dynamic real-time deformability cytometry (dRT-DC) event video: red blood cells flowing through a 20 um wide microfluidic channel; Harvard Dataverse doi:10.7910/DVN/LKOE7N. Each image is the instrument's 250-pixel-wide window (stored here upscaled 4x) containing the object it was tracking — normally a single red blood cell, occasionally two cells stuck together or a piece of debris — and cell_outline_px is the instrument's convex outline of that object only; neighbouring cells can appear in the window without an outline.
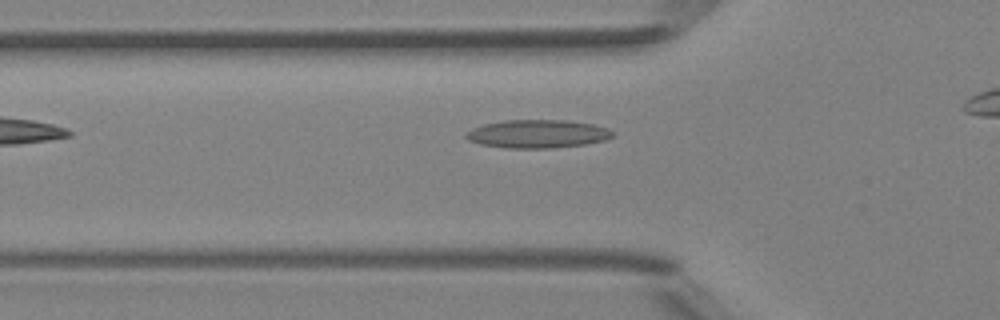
{"species": "Egyptian fruit bat (a non-hibernating species)", "species_latin": "Rousettus aegyptiacus", "temperature_condition": "room temperature", "stored_images_in_passage": 26, "camera_frame_rate_fps": 3000, "um_per_image_px": 0.085, "animal": {"sex": "female"}, "frame": {"image": 1, "passage_image": 2, "time_ms": 0.333, "image_size_px": [1000, 320], "cell_outline_px": [[616, 132], [612, 136], [604, 140], [584, 144], [552, 148], [508, 148], [480, 144], [468, 140], [464, 136], [464, 132], [472, 128], [484, 124], [504, 120], [564, 120], [592, 124], [608, 128]], "centroid_in_image_um": [45.66, 11.37], "position_along_channel_um": 80.1, "area_um2": 24.16}}
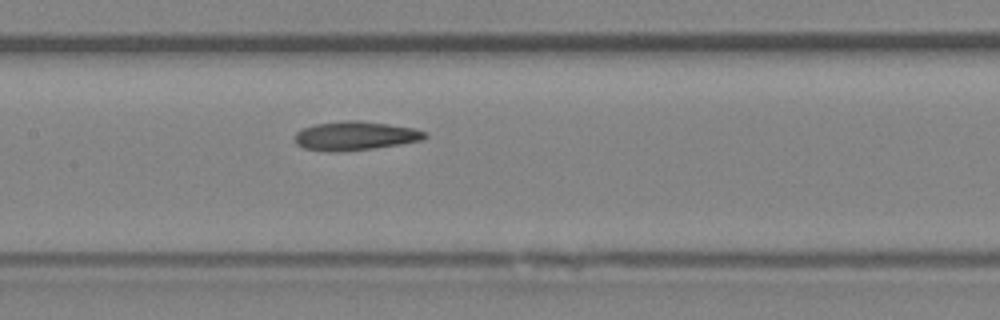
{"frame": {"image": 2, "passage_image": 9, "time_ms": 2.667, "image_size_px": [1000, 320], "cell_outline_px": [[428, 136], [424, 140], [400, 144], [372, 148], [340, 152], [328, 152], [304, 148], [296, 144], [296, 132], [304, 128], [316, 124], [348, 120], [360, 120], [388, 124], [412, 128], [428, 132]], "centroid_in_image_um": [30.22, 11.55], "position_along_channel_um": 177.2, "area_um2": 21.85}}
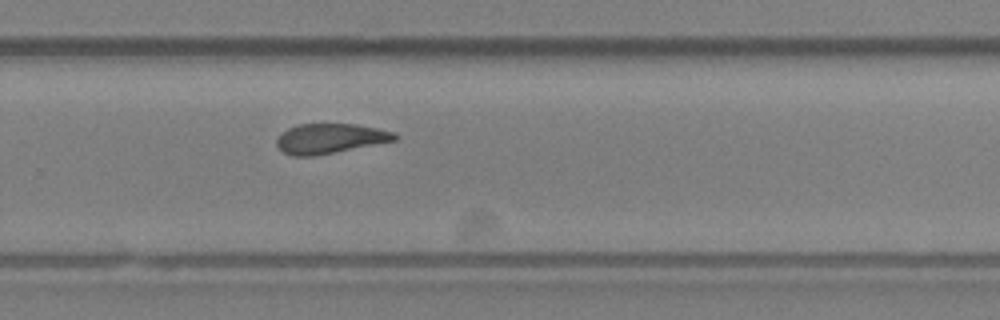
{"frame": {"image": 3, "passage_image": 18, "time_ms": 5.667, "image_size_px": [1000, 320], "cell_outline_px": [[396, 140], [312, 156], [292, 156], [284, 152], [276, 144], [276, 140], [288, 128], [296, 124], [356, 124], [396, 132]], "centroid_in_image_um": [28.04, 11.76], "position_along_channel_um": 301.8, "area_um2": 20.17}}